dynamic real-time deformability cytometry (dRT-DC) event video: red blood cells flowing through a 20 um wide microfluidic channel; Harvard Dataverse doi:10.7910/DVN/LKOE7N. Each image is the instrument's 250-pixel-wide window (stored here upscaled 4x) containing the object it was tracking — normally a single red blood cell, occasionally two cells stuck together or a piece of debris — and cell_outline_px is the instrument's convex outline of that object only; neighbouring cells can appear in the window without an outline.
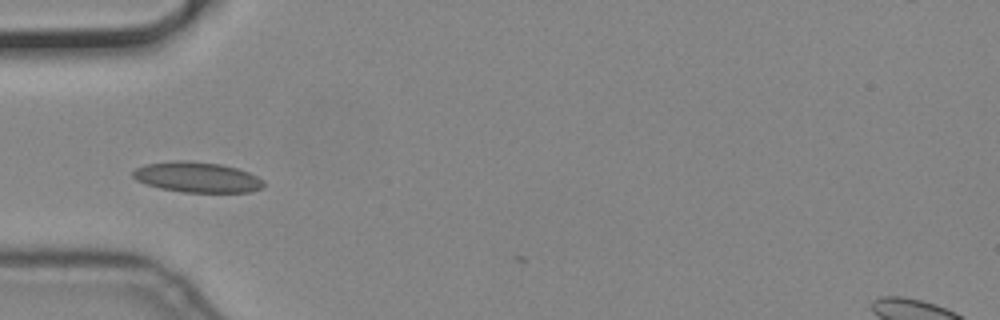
{"species": "common noctule bat (a hibernating species)", "species_latin": "Nyctalus noctula", "temperature_condition": "cold", "stored_images_in_passage": 2, "camera_frame_rate_fps": 3000, "um_per_image_px": 0.085, "animal": {"sex": "male", "body_mass_g": 19.2, "forearm_length_mm": 51.8}, "frame": {"image": 1, "passage_image": 1, "time_ms": 0.0, "image_size_px": [1000, 320], "cell_outline_px": [[264, 188], [248, 192], [184, 192], [160, 188], [136, 180], [132, 176], [132, 172], [136, 168], [144, 164], [172, 160], [188, 160], [220, 164], [236, 168], [248, 172], [264, 180]], "centroid_in_image_um": [16.75, 15.05], "position_along_channel_um": 68.3, "area_um2": 23.24}}